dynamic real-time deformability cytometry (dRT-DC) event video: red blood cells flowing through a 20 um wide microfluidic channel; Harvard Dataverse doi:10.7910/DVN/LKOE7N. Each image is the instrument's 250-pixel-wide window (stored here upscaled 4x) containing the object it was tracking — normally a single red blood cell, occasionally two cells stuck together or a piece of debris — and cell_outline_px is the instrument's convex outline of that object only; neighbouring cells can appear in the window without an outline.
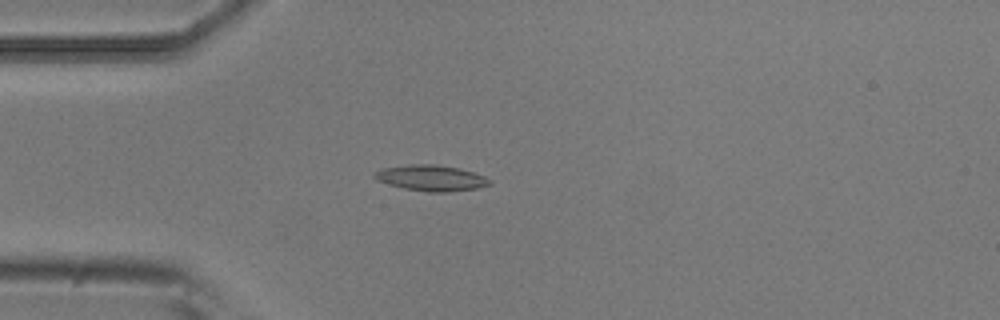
{"species": "common noctule bat (a hibernating species)", "species_latin": "Nyctalus noctula", "temperature_condition": "room temperature", "stored_images_in_passage": 4, "camera_frame_rate_fps": 3000, "um_per_image_px": 0.085, "animal": {"sex": "male", "body_mass_g": 20.5, "forearm_length_mm": 52.5}, "frame": {"image": 1, "passage_image": 3, "time_ms": 0.667, "image_size_px": [1000, 320], "cell_outline_px": [[492, 184], [476, 188], [448, 192], [428, 192], [404, 188], [388, 184], [376, 180], [372, 176], [380, 168], [412, 164], [432, 164], [460, 168], [484, 176], [492, 180]], "centroid_in_image_um": [36.64, 15.13], "position_along_channel_um": 48.4, "area_um2": 17.34}}